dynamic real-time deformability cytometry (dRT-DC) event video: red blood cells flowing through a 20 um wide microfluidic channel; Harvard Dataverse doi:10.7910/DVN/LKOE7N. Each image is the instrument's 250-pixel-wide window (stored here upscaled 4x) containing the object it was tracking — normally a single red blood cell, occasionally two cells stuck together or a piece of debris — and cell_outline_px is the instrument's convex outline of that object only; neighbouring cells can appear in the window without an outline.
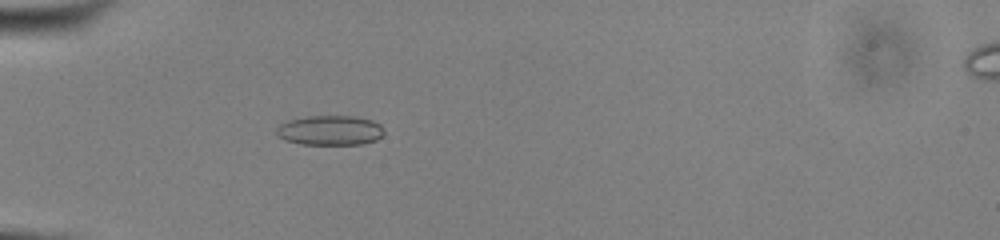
{"species": "common noctule bat (a hibernating species)", "species_latin": "Nyctalus noctula", "temperature_condition": "cold", "stored_images_in_passage": 55, "camera_frame_rate_fps": 3000, "um_per_image_px": 0.085, "animal": {"sex": "male", "body_mass_g": 13.0, "forearm_length_mm": 53.1}, "frame": {"image": 1, "passage_image": 19, "time_ms": 6.0, "image_size_px": [1000, 240], "cell_outline_px": [[384, 132], [376, 140], [364, 144], [300, 144], [284, 140], [276, 136], [276, 128], [280, 124], [288, 120], [308, 116], [356, 116], [372, 120], [380, 124], [384, 128]], "centroid_in_image_um": [28.04, 11.08], "position_along_channel_um": 57.0, "area_um2": 18.84}}
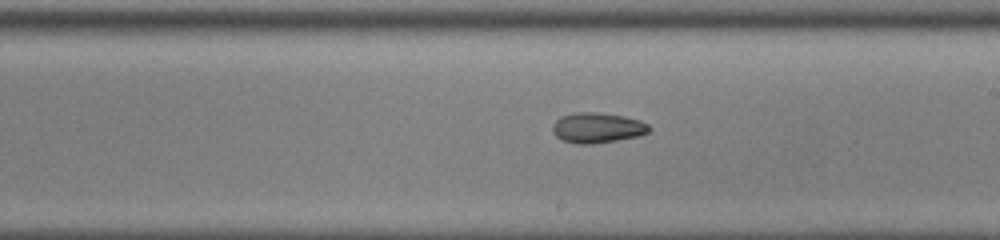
{"frame": {"image": 2, "passage_image": 34, "time_ms": 11.0, "image_size_px": [1000, 240], "cell_outline_px": [[652, 128], [648, 132], [636, 136], [616, 140], [592, 144], [580, 144], [564, 140], [556, 136], [552, 132], [552, 124], [560, 116], [576, 112], [596, 112], [624, 116], [640, 120], [648, 124]], "centroid_in_image_um": [50.76, 10.85], "position_along_channel_um": 238.2, "area_um2": 16.99}}
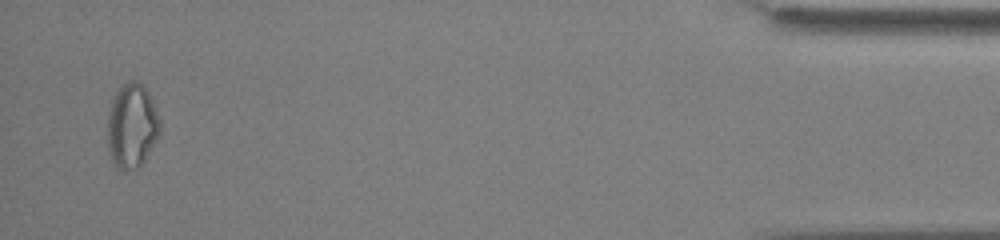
{"frame": {"image": 3, "passage_image": 54, "time_ms": 17.667, "image_size_px": [1000, 240], "cell_outline_px": [[160, 132], [156, 140], [144, 160], [136, 168], [124, 172], [112, 160], [108, 152], [108, 112], [112, 100], [120, 84], [128, 80], [136, 80], [144, 84], [156, 108], [160, 120]], "centroid_in_image_um": [11.21, 10.65], "position_along_channel_um": 424.0, "area_um2": 25.95}, "authors_computed_cell_mechanics": {"area_um2": 18.9584, "velocity_mm_per_s": 3.8691, "shape_relaxation_time_tau1_ms": 6.4777, "shape_relaxation_time_tau2_ms": null, "deformation_change_tau1": 0.1437, "deformation_change_tau2": null}}